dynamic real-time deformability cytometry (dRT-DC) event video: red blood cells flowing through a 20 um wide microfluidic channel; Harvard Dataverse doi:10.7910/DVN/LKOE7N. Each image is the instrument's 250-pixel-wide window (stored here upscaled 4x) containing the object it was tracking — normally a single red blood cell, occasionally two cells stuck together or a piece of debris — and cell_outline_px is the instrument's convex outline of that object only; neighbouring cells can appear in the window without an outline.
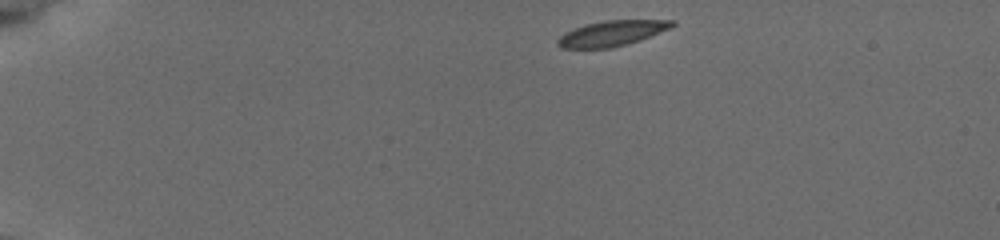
{"species": "common noctule bat (a hibernating species)", "species_latin": "Nyctalus noctula", "temperature_condition": "cold", "stored_images_in_passage": 39, "camera_frame_rate_fps": 3000, "um_per_image_px": 0.085, "animal": {"sex": "female", "body_mass_g": 19.5, "forearm_length_mm": 54.1}, "frame": {"image": 1, "passage_image": 1, "time_ms": 0.0, "image_size_px": [1000, 240], "cell_outline_px": [[676, 24], [672, 28], [640, 40], [612, 48], [560, 48], [556, 44], [556, 40], [564, 32], [572, 28], [584, 24], [604, 20], [676, 20]], "centroid_in_image_um": [51.99, 2.82], "position_along_channel_um": 33.0, "area_um2": 17.22}}
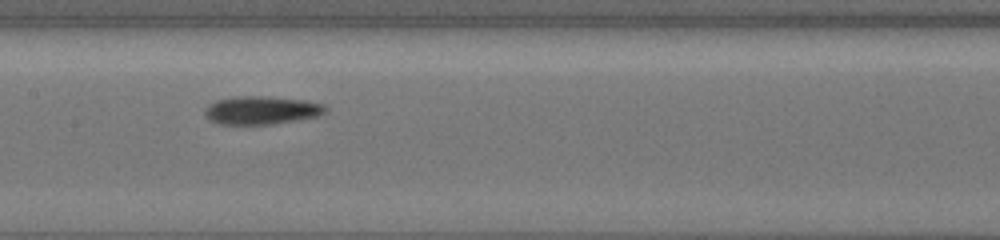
{"frame": {"image": 2, "passage_image": 17, "time_ms": 5.333, "image_size_px": [1000, 240], "cell_outline_px": [[328, 112], [316, 116], [296, 120], [272, 124], [220, 124], [208, 120], [204, 112], [204, 108], [208, 104], [216, 100], [236, 96], [268, 96], [304, 100], [324, 104], [328, 108]], "centroid_in_image_um": [22.21, 9.36], "position_along_channel_um": 185.2, "area_um2": 20.0}}
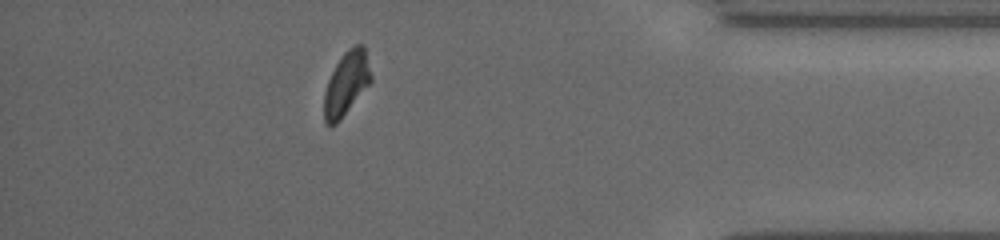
{"frame": {"image": 3, "passage_image": 34, "time_ms": 11.0, "image_size_px": [1000, 240], "cell_outline_px": [[372, 80], [340, 120], [336, 124], [328, 124], [324, 120], [324, 92], [328, 80], [336, 64], [344, 52], [348, 48], [356, 44], [364, 44], [372, 76]], "centroid_in_image_um": [29.45, 7.06], "position_along_channel_um": 405.8, "area_um2": 17.22}, "authors_computed_cell_mechanics": {"area_um2": 18.3804, "velocity_mm_per_s": 3.7493, "shape_relaxation_time_tau1_ms": 7.2259, "shape_relaxation_time_tau2_ms": null, "deformation_change_tau1": 0.1835, "deformation_change_tau2": null}}